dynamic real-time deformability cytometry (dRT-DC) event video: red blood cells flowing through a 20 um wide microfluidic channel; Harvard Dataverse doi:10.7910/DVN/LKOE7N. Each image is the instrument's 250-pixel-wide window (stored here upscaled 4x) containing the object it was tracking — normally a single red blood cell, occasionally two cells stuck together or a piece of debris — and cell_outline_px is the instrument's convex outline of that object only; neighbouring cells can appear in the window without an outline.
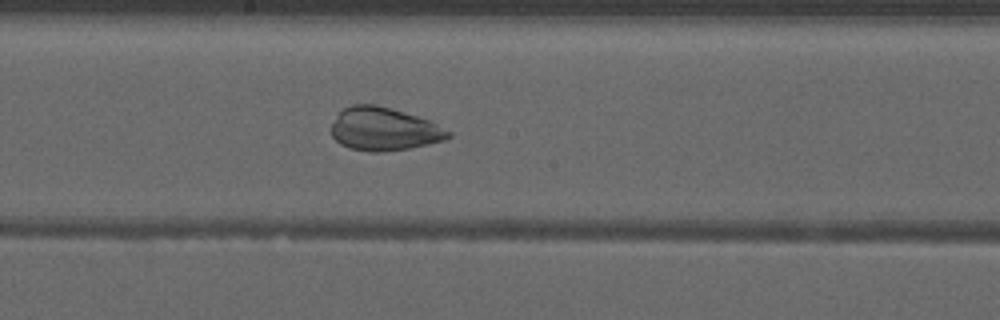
{"species": "common noctule bat (a hibernating species)", "species_latin": "Nyctalus noctula", "temperature_condition": "warm", "stored_images_in_passage": 37, "camera_frame_rate_fps": 3000, "um_per_image_px": 0.085, "animal": {"sex": "male", "forearm_length_mm": 52.5}, "frame": {"image": 1, "passage_image": 14, "time_ms": 4.333, "image_size_px": [1000, 320], "cell_outline_px": [[452, 136], [444, 140], [428, 144], [408, 148], [384, 152], [372, 152], [348, 148], [340, 144], [332, 136], [332, 124], [336, 116], [344, 108], [352, 104], [376, 104], [404, 112], [428, 120], [452, 132]], "centroid_in_image_um": [32.62, 10.98], "position_along_channel_um": 215.6, "area_um2": 29.3}}
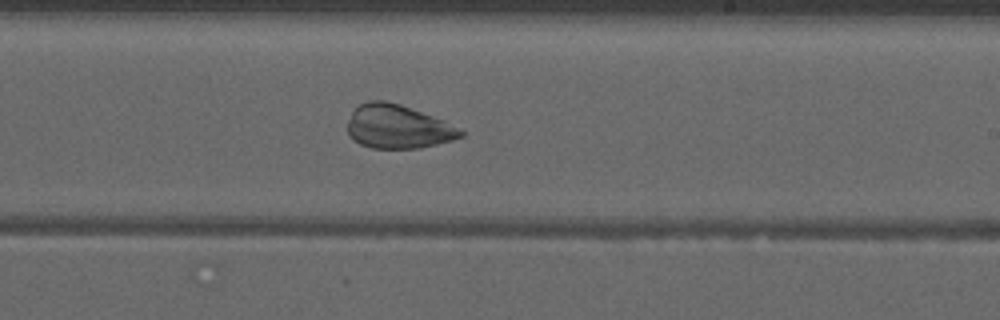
{"frame": {"image": 2, "passage_image": 17, "time_ms": 5.333, "image_size_px": [1000, 320], "cell_outline_px": [[464, 136], [452, 140], [420, 148], [372, 148], [360, 144], [352, 140], [348, 136], [348, 120], [352, 112], [360, 104], [368, 100], [384, 100], [400, 104], [444, 120], [460, 128], [464, 132]], "centroid_in_image_um": [33.81, 10.77], "position_along_channel_um": 255.2, "area_um2": 28.9}}
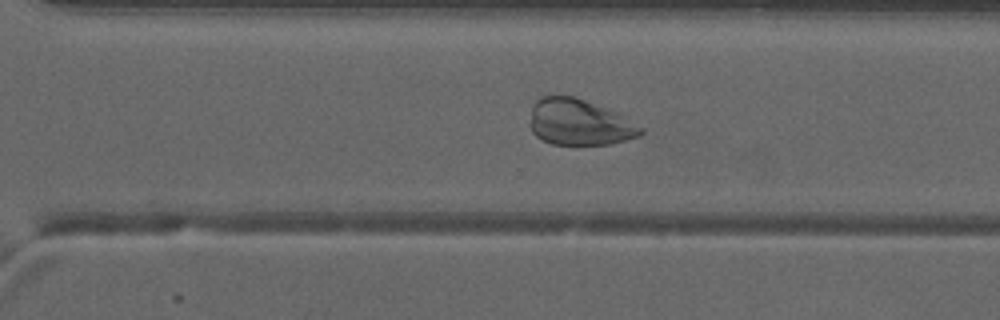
{"frame": {"image": 3, "passage_image": 22, "time_ms": 7.0, "image_size_px": [1000, 320], "cell_outline_px": [[644, 132], [640, 136], [608, 144], [552, 144], [536, 136], [532, 132], [528, 124], [532, 104], [536, 100], [544, 96], [572, 96], [584, 100], [612, 112], [644, 128]], "centroid_in_image_um": [49.16, 10.41], "position_along_channel_um": 321.4, "area_um2": 29.25}}